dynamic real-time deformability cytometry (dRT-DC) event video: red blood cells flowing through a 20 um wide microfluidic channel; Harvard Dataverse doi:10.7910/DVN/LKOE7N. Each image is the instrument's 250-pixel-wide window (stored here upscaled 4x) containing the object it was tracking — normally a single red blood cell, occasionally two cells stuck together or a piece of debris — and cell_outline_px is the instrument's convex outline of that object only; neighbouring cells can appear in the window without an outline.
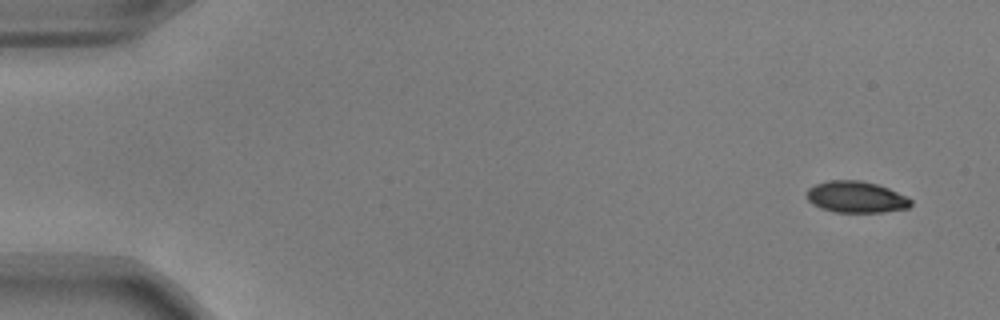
{"species": "common noctule bat (a hibernating species)", "species_latin": "Nyctalus noctula", "temperature_condition": "warm", "stored_images_in_passage": 7, "camera_frame_rate_fps": 3000, "um_per_image_px": 0.085, "animal": {"sex": "male", "body_mass_g": 17.9, "forearm_length_mm": 54.2}, "frame": {"image": 1, "passage_image": 1, "time_ms": 0.0, "image_size_px": [1000, 320], "cell_outline_px": [[912, 204], [908, 208], [884, 212], [836, 212], [820, 208], [812, 204], [808, 200], [808, 188], [816, 184], [828, 180], [860, 180], [876, 184], [888, 188], [908, 196], [912, 200]], "centroid_in_image_um": [72.79, 16.75], "position_along_channel_um": 12.2, "area_um2": 19.13}}